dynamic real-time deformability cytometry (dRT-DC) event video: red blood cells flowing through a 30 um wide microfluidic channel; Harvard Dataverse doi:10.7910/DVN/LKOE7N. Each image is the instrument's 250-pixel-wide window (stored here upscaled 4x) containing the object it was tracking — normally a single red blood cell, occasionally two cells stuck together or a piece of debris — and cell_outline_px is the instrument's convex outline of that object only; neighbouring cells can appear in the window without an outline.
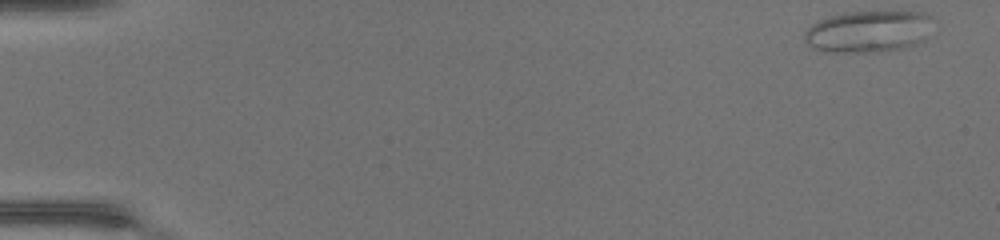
{"species": "common noctule bat (a hibernating species)", "species_latin": "Nyctalus noctula", "temperature_condition": "warm", "stored_images_in_passage": 46, "camera_frame_rate_fps": 3000, "um_per_image_px": 0.085, "animal": {"sex": "female", "body_mass_g": 17.0, "forearm_length_mm": 48.0}, "frame": {"image": 1, "passage_image": 1, "time_ms": 0.0, "image_size_px": [1000, 240], "cell_outline_px": [[928, 16], [924, 40], [900, 48], [864, 52], [828, 52], [812, 48], [804, 40], [804, 32], [812, 24], [820, 20], [832, 16], [852, 12], [920, 12]], "centroid_in_image_um": [73.68, 2.69], "position_along_channel_um": 11.3, "area_um2": 30.11}}
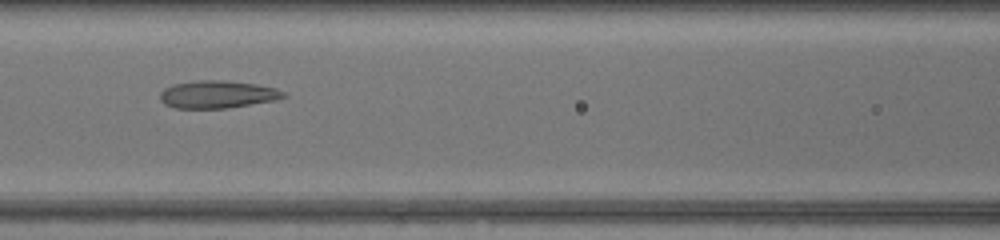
{"frame": {"image": 2, "passage_image": 21, "time_ms": 6.667, "image_size_px": [1000, 240], "cell_outline_px": [[288, 96], [272, 100], [224, 108], [176, 108], [164, 104], [160, 100], [160, 92], [164, 88], [172, 84], [200, 80], [220, 80], [256, 84], [276, 88], [284, 92]], "centroid_in_image_um": [18.43, 8.01], "position_along_channel_um": 148.2, "area_um2": 19.59}}
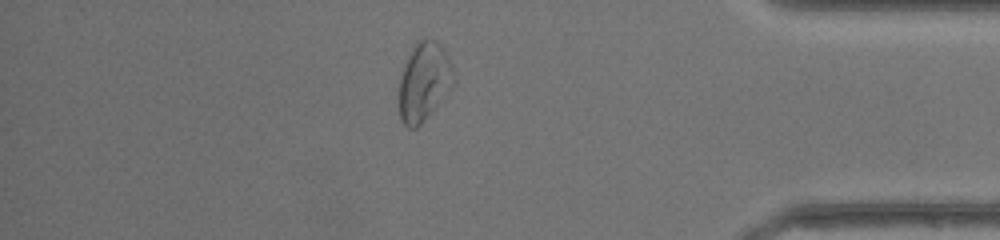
{"frame": {"image": 3, "passage_image": 40, "time_ms": 13.0, "image_size_px": [1000, 240], "cell_outline_px": [[448, 64], [432, 108], [420, 124], [416, 128], [408, 128], [400, 120], [400, 80], [404, 68], [416, 40], [424, 36], [436, 40], [444, 48], [448, 60]], "centroid_in_image_um": [35.83, 6.85], "position_along_channel_um": 399.4, "area_um2": 21.79}, "authors_computed_cell_mechanics": {"area_um2": 22.1085, "velocity_mm_per_s": 4.4355, "shape_relaxation_time_tau1_ms": null, "shape_relaxation_time_tau2_ms": 1.2897, "deformation_change_tau1": null, "deformation_change_tau2": 0.1018}}